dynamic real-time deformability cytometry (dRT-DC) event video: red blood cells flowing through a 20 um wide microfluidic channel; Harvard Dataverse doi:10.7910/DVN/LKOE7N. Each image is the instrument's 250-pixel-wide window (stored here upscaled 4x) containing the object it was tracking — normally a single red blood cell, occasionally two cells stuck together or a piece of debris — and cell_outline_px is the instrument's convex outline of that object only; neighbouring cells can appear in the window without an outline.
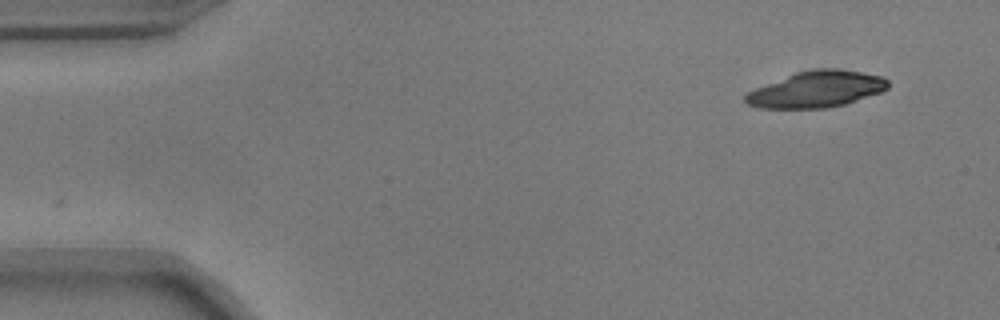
{"species": "common noctule bat (a hibernating species)", "species_latin": "Nyctalus noctula", "temperature_condition": "warm", "stored_images_in_passage": 50, "camera_frame_rate_fps": 3000, "um_per_image_px": 0.085, "animal": {"sex": "male", "body_mass_g": 17.9}, "frame": {"image": 1, "passage_image": 1, "time_ms": 0.0, "image_size_px": [1000, 320], "cell_outline_px": [[888, 88], [880, 92], [844, 104], [824, 108], [760, 108], [748, 104], [744, 100], [744, 96], [748, 92], [756, 88], [796, 72], [812, 68], [840, 68], [884, 76], [888, 80]], "centroid_in_image_um": [69.42, 7.57], "position_along_channel_um": 15.6, "area_um2": 30.06}}